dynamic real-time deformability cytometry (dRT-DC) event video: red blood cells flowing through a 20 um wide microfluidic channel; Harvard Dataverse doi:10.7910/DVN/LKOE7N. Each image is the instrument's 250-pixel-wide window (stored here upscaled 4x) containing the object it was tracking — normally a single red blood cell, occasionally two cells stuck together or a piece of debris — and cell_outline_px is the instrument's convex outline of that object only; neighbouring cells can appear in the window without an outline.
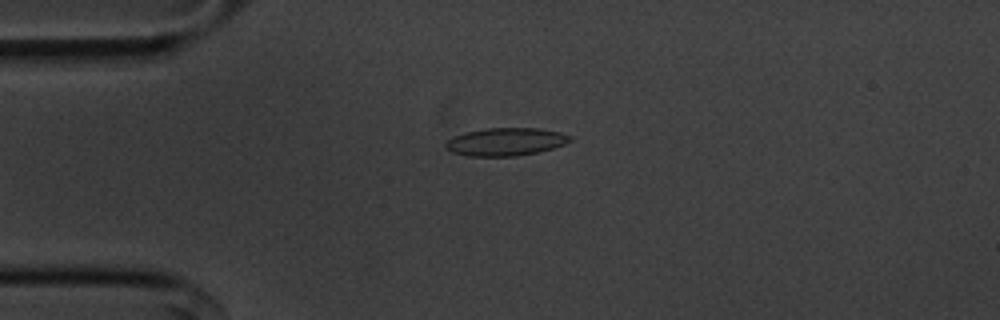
{"species": "common noctule bat (a hibernating species)", "species_latin": "Nyctalus noctula", "temperature_condition": "cold", "stored_images_in_passage": 45, "camera_frame_rate_fps": 3000, "um_per_image_px": 0.085, "animal": {"sex": "male", "body_mass_g": 20.1, "forearm_length_mm": 53.5}, "frame": {"image": 1, "passage_image": 3, "time_ms": 0.667, "image_size_px": [1000, 320], "cell_outline_px": [[572, 140], [564, 144], [552, 148], [536, 152], [516, 156], [468, 156], [452, 152], [444, 148], [444, 144], [452, 136], [464, 132], [488, 128], [540, 128], [560, 132], [572, 136]], "centroid_in_image_um": [42.95, 12.04], "position_along_channel_um": 42.0, "area_um2": 20.29}}
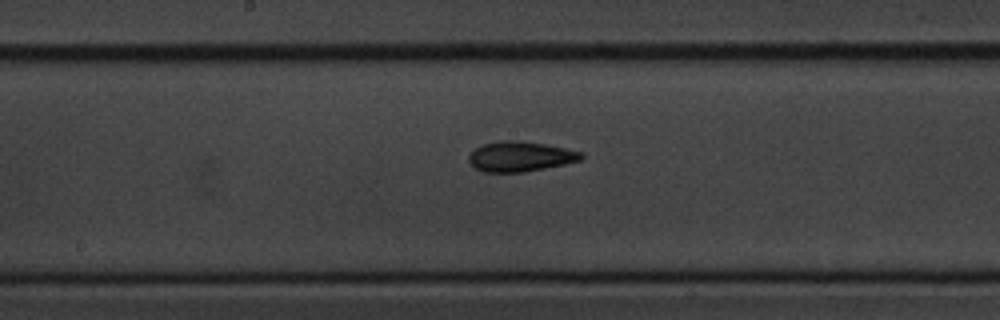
{"frame": {"image": 2, "passage_image": 18, "time_ms": 5.667, "image_size_px": [1000, 320], "cell_outline_px": [[584, 156], [580, 160], [564, 164], [524, 172], [484, 172], [476, 168], [468, 160], [468, 156], [476, 148], [484, 144], [500, 140], [520, 140], [544, 144], [584, 152]], "centroid_in_image_um": [44.23, 13.29], "position_along_channel_um": 204.0, "area_um2": 19.59}}
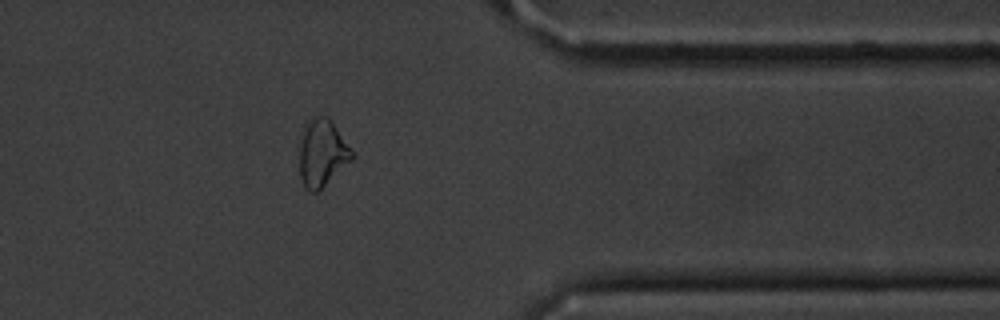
{"frame": {"image": 3, "passage_image": 34, "time_ms": 11.0, "image_size_px": [1000, 320], "cell_outline_px": [[356, 156], [352, 160], [316, 192], [312, 192], [304, 184], [300, 176], [300, 144], [304, 124], [312, 116], [328, 116], [332, 120]], "centroid_in_image_um": [27.39, 12.94], "position_along_channel_um": 384.0, "area_um2": 20.4}, "authors_computed_cell_mechanics": {"area_um2": 19.652, "velocity_mm_per_s": 3.634, "shape_relaxation_time_tau1_ms": null, "shape_relaxation_time_tau2_ms": 4.3177, "deformation_change_tau1": null, "deformation_change_tau2": 0.1045}}